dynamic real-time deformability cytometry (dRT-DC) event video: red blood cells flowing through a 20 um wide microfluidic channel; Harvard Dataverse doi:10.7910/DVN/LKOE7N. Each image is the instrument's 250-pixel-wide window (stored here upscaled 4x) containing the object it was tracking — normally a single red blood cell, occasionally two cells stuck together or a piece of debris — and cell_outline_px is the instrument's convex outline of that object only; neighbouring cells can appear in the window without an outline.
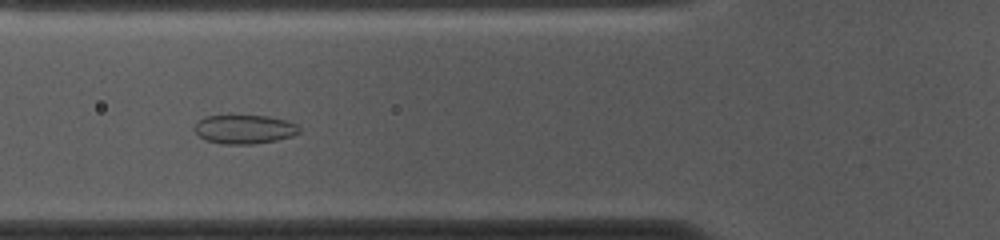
{"species": "common noctule bat (a hibernating species)", "species_latin": "Nyctalus noctula", "temperature_condition": "cold", "stored_images_in_passage": 54, "camera_frame_rate_fps": 3000, "um_per_image_px": 0.085, "animal": {"sex": "female", "body_mass_g": 10.0, "forearm_length_mm": 53.1}, "frame": {"image": 1, "passage_image": 19, "time_ms": 6.0, "image_size_px": [1000, 240], "cell_outline_px": [[300, 132], [292, 136], [276, 140], [252, 144], [224, 144], [204, 140], [192, 128], [196, 120], [204, 116], [268, 116], [288, 120], [296, 124], [300, 128]], "centroid_in_image_um": [20.74, 10.98], "position_along_channel_um": 105.1, "area_um2": 17.8}}
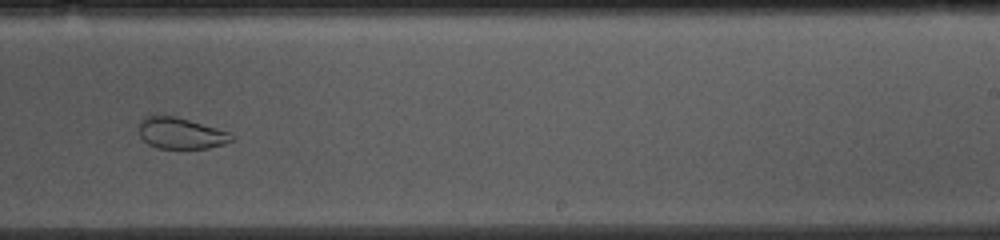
{"frame": {"image": 2, "passage_image": 33, "time_ms": 10.667, "image_size_px": [1000, 240], "cell_outline_px": [[236, 140], [224, 144], [208, 148], [156, 148], [148, 144], [140, 136], [140, 120], [144, 116], [156, 112], [176, 116], [216, 128], [228, 132], [236, 136]], "centroid_in_image_um": [15.35, 11.29], "position_along_channel_um": 273.7, "area_um2": 17.28}}
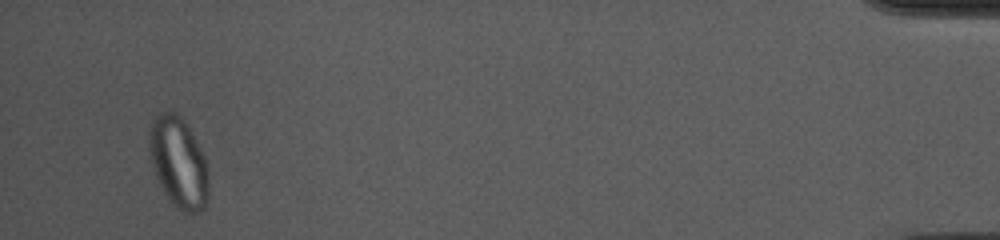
{"frame": {"image": 3, "passage_image": 52, "time_ms": 17.0, "image_size_px": [1000, 240], "cell_outline_px": [[208, 200], [204, 208], [200, 212], [184, 212], [176, 208], [164, 192], [160, 184], [152, 160], [148, 140], [148, 136], [152, 120], [156, 112], [176, 112], [184, 120], [196, 140], [204, 156], [208, 168]], "centroid_in_image_um": [15.19, 13.79], "position_along_channel_um": 420.0, "area_um2": 31.21}}